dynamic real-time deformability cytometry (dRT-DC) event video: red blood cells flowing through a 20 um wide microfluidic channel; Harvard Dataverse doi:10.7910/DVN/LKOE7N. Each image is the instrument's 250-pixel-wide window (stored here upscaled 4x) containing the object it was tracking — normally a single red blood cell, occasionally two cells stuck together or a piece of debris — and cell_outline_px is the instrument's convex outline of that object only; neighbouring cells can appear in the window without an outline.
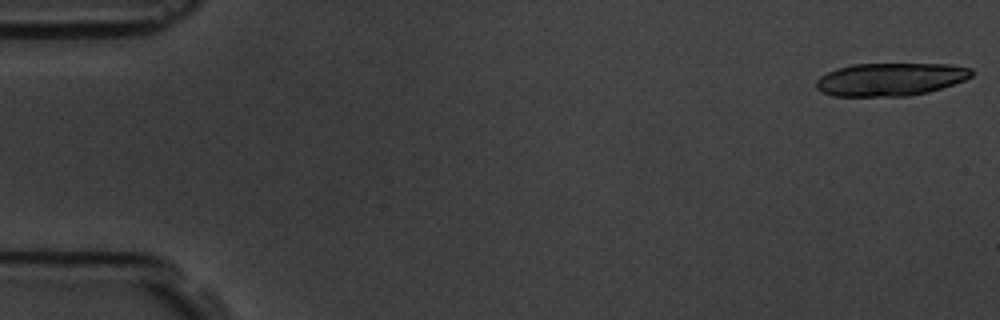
{"species": "common noctule bat (a hibernating species)", "species_latin": "Nyctalus noctula", "temperature_condition": "room temperature", "stored_images_in_passage": 6, "segment_of_instrument_passage": [1, 2], "camera_frame_rate_fps": 3000, "um_per_image_px": 0.085, "animal": {"sex": "male", "body_mass_g": 19.5, "forearm_length_mm": 54.6}, "frame": {"image": 1, "passage_image": 1, "time_ms": 0.0, "image_size_px": [1000, 320], "cell_outline_px": [[972, 76], [964, 80], [928, 92], [908, 96], [832, 96], [820, 92], [816, 88], [816, 80], [820, 76], [836, 68], [852, 64], [948, 64], [972, 68]], "centroid_in_image_um": [75.64, 6.74], "position_along_channel_um": 9.4, "area_um2": 29.88}}